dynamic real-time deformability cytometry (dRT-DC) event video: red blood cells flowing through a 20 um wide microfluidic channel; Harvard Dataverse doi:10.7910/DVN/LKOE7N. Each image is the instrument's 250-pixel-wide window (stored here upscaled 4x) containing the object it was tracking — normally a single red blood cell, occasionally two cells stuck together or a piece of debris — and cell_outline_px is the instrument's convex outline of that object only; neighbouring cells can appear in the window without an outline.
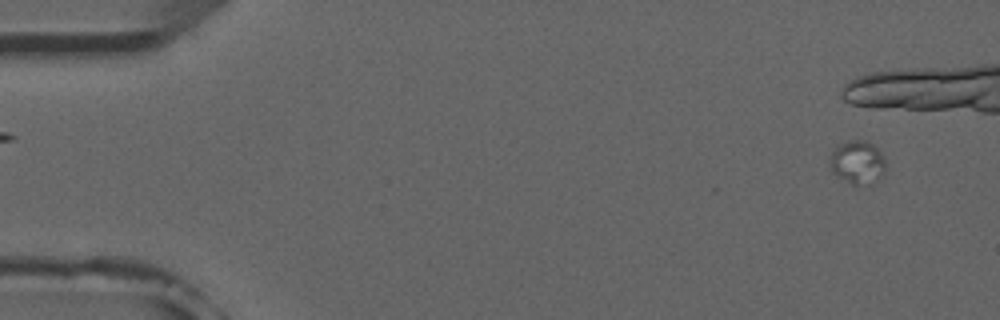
{"species": "common noctule bat (a hibernating species)", "species_latin": "Nyctalus noctula", "temperature_condition": "room temperature", "stored_images_in_passage": 8, "camera_frame_rate_fps": 3000, "um_per_image_px": 0.085, "animal": {"sex": "male", "forearm_length_mm": 52.5}, "frame": {"image": 1, "passage_image": 1, "time_ms": 0.0, "image_size_px": [1000, 320], "cell_outline_px": [[884, 172], [872, 188], [852, 184], [832, 172], [828, 156], [836, 144], [848, 140], [864, 140], [872, 144], [884, 156]], "centroid_in_image_um": [72.87, 13.82], "position_along_channel_um": 12.1, "area_um2": 14.57}}